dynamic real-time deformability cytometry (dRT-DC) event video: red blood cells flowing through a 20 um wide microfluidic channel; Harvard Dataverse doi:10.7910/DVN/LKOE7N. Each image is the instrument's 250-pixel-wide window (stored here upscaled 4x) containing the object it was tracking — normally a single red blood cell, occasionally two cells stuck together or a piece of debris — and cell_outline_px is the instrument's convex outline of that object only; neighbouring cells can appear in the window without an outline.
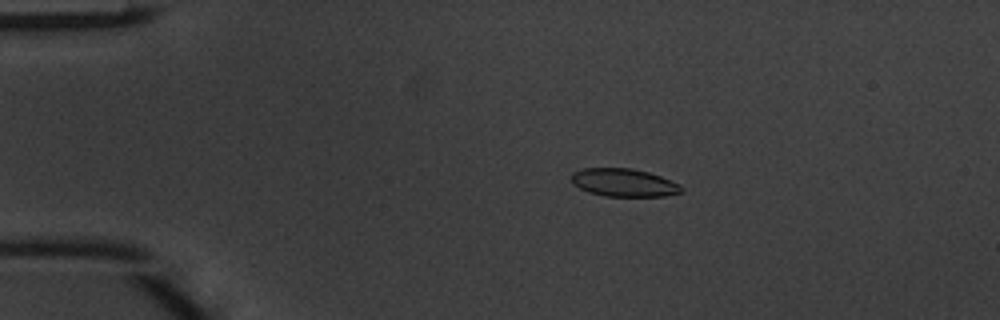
{"species": "common noctule bat (a hibernating species)", "species_latin": "Nyctalus noctula", "temperature_condition": "warm", "stored_images_in_passage": 49, "camera_frame_rate_fps": 3000, "um_per_image_px": 0.085, "animal": {"sex": "male", "body_mass_g": 20.1, "forearm_length_mm": 53.5}, "frame": {"image": 1, "passage_image": 10, "time_ms": 3.0, "image_size_px": [1000, 320], "cell_outline_px": [[684, 192], [664, 196], [604, 196], [588, 192], [572, 184], [572, 172], [584, 168], [632, 168], [648, 172], [660, 176], [680, 184], [684, 188]], "centroid_in_image_um": [53.04, 15.52], "position_along_channel_um": 32.0, "area_um2": 18.03}}
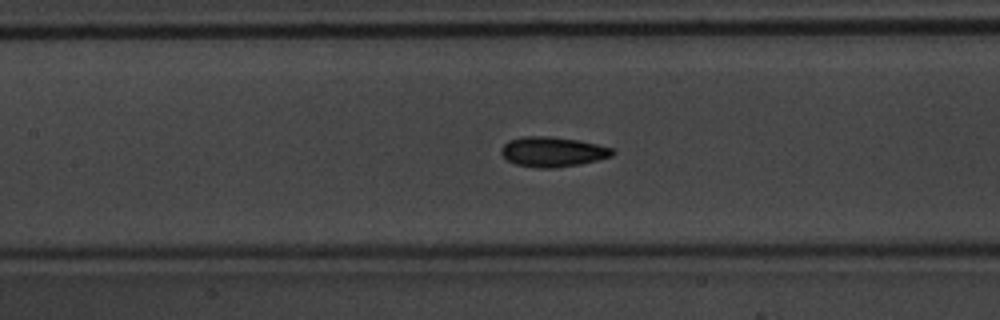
{"frame": {"image": 2, "passage_image": 23, "time_ms": 7.333, "image_size_px": [1000, 320], "cell_outline_px": [[616, 152], [612, 156], [580, 164], [556, 168], [540, 168], [516, 164], [508, 160], [500, 152], [500, 148], [508, 140], [524, 136], [552, 136], [580, 140], [612, 148]], "centroid_in_image_um": [46.97, 12.89], "position_along_channel_um": 160.4, "area_um2": 19.48}}
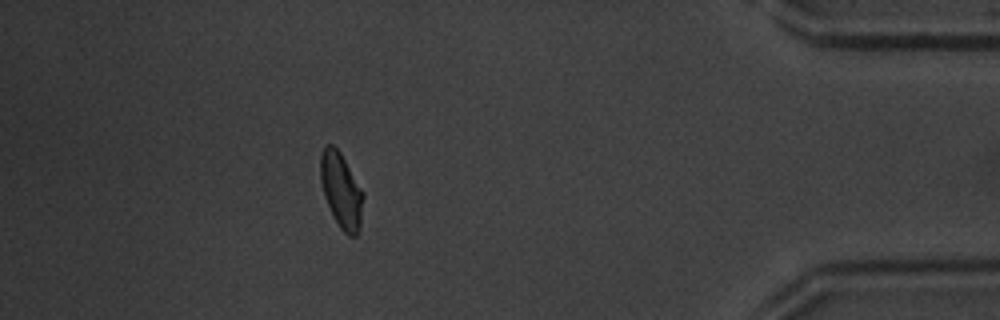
{"frame": {"image": 3, "passage_image": 44, "time_ms": 14.333, "image_size_px": [1000, 320], "cell_outline_px": [[364, 196], [360, 228], [356, 236], [348, 236], [340, 228], [324, 196], [320, 180], [320, 152], [324, 144], [332, 144], [340, 152], [364, 192]], "centroid_in_image_um": [29.0, 16.16], "position_along_channel_um": 406.2, "area_um2": 18.84}, "authors_computed_cell_mechanics": {"area_um2": 18.2648, "velocity_mm_per_s": 4.1624, "shape_relaxation_time_tau1_ms": 2.4542, "shape_relaxation_time_tau2_ms": 1.3613, "deformation_change_tau1": 0.1159, "deformation_change_tau2": 0.0724}}